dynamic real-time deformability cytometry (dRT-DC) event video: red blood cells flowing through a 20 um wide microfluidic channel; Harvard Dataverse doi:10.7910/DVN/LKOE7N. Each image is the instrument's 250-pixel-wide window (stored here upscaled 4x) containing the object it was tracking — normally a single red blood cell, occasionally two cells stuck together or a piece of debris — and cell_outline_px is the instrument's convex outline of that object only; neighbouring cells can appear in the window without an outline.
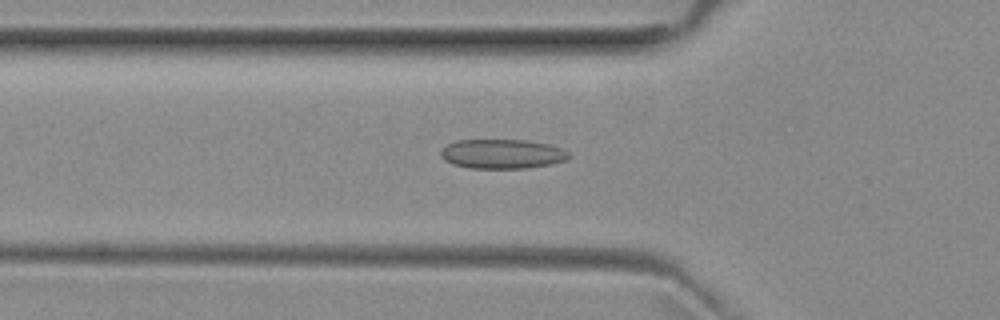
{"species": "common noctule bat (a hibernating species)", "species_latin": "Nyctalus noctula", "temperature_condition": "room temperature", "stored_images_in_passage": 37, "camera_frame_rate_fps": 3000, "um_per_image_px": 0.085, "animal": {"sex": "female", "body_mass_g": 29.2, "forearm_length_mm": 56.3}, "frame": {"image": 1, "passage_image": 3, "time_ms": 0.667, "image_size_px": [1000, 320], "cell_outline_px": [[572, 156], [568, 160], [552, 164], [528, 168], [468, 168], [452, 164], [444, 160], [440, 156], [440, 152], [448, 144], [456, 140], [524, 140], [548, 144], [560, 148], [568, 152]], "centroid_in_image_um": [42.7, 13.09], "position_along_channel_um": 83.1, "area_um2": 22.08}}
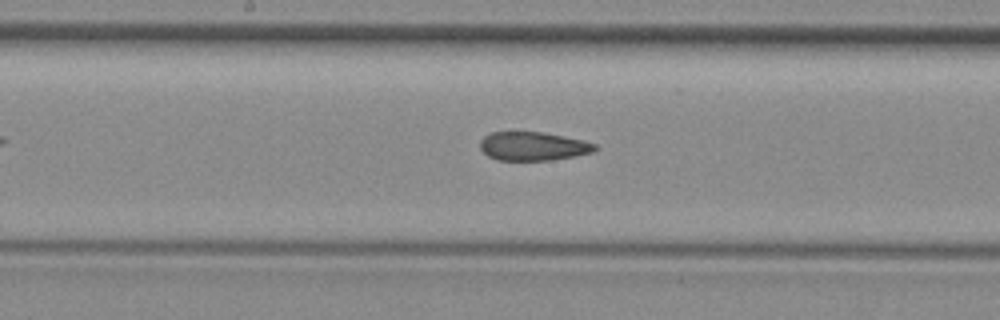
{"frame": {"image": 2, "passage_image": 12, "time_ms": 3.667, "image_size_px": [1000, 320], "cell_outline_px": [[600, 148], [592, 152], [576, 156], [552, 160], [496, 160], [488, 156], [480, 148], [480, 140], [484, 136], [492, 132], [544, 132], [584, 140], [596, 144]], "centroid_in_image_um": [45.34, 12.43], "position_along_channel_um": 202.9, "area_um2": 19.36}}
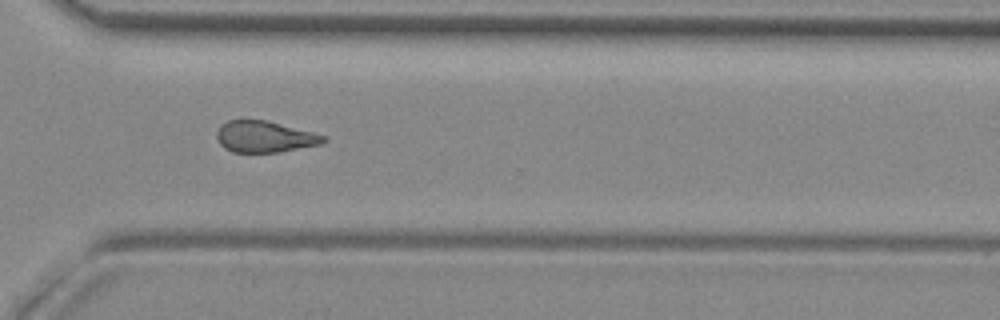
{"frame": {"image": 3, "passage_image": 23, "time_ms": 7.333, "image_size_px": [1000, 320], "cell_outline_px": [[328, 140], [320, 144], [276, 152], [232, 152], [224, 148], [220, 144], [216, 136], [216, 132], [220, 124], [228, 120], [244, 116], [268, 120], [328, 136]], "centroid_in_image_um": [22.44, 11.56], "position_along_channel_um": 348.2, "area_um2": 20.17}, "authors_computed_cell_mechanics": {"area_um2": 20.3456, "velocity_mm_per_s": 3.9645, "shape_relaxation_time_tau1_ms": null, "shape_relaxation_time_tau2_ms": 2.9577, "deformation_change_tau1": null, "deformation_change_tau2": 0.1015}}